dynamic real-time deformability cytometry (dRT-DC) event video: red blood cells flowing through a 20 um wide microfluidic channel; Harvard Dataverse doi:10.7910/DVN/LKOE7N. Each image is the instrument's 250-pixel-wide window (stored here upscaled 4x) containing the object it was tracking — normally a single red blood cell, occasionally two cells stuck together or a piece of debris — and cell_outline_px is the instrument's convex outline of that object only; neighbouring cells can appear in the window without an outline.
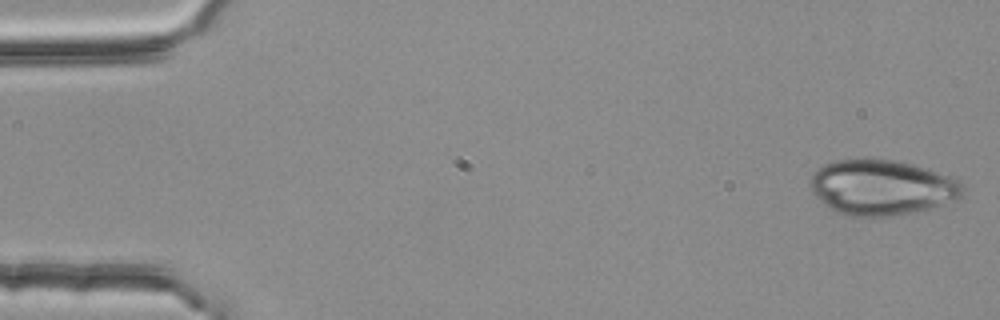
{"species": "common noctule bat (a hibernating species)", "species_latin": "Nyctalus noctula", "temperature_condition": "room temperature", "stored_images_in_passage": 53, "camera_frame_rate_fps": 3000, "um_per_image_px": 0.085, "animal": {"sex": "female", "body_mass_g": 25.1}, "frame": {"image": 1, "passage_image": 1, "time_ms": 0.0, "image_size_px": [1000, 320], "cell_outline_px": [[964, 196], [936, 208], [900, 216], [848, 216], [836, 212], [820, 200], [812, 192], [808, 184], [808, 180], [812, 172], [816, 168], [824, 164], [836, 160], [864, 156], [892, 160], [912, 164], [928, 168], [948, 176], [956, 180], [964, 188]], "centroid_in_image_um": [74.92, 15.92], "position_along_channel_um": 10.1, "area_um2": 50.34}}
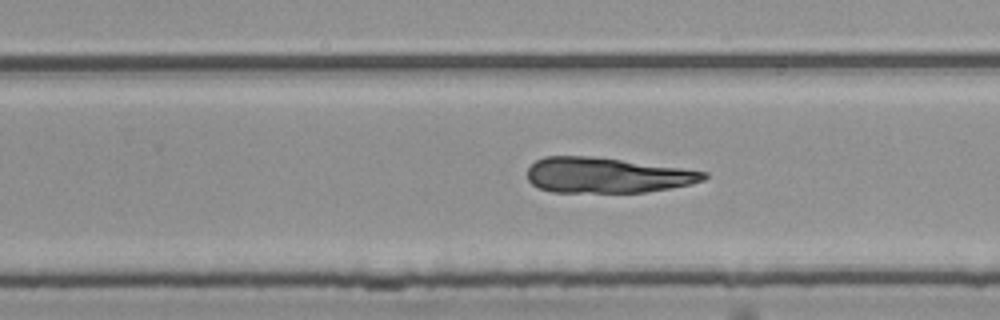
{"frame": {"image": 2, "passage_image": 33, "time_ms": 10.667, "image_size_px": [1000, 320], "cell_outline_px": [[708, 176], [704, 180], [688, 184], [668, 188], [644, 192], [552, 192], [540, 188], [532, 184], [528, 180], [528, 168], [536, 160], [544, 156], [592, 156], [680, 168], [708, 172]], "centroid_in_image_um": [51.54, 14.89], "position_along_channel_um": 278.3, "area_um2": 36.01}}
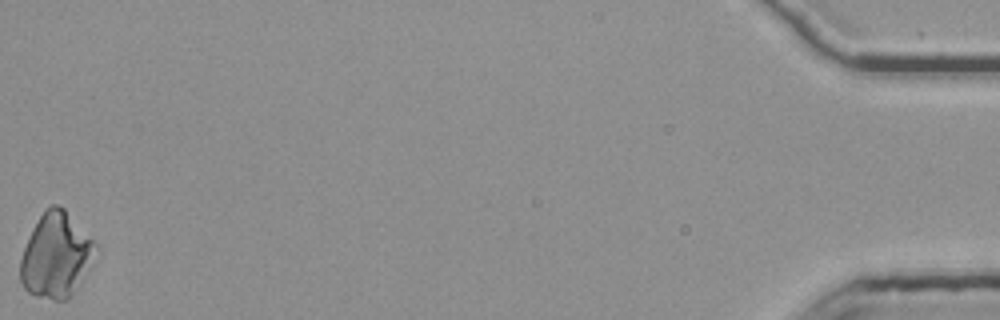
{"frame": {"image": 3, "passage_image": 53, "time_ms": 17.333, "image_size_px": [1000, 320], "cell_outline_px": [[100, 252], [68, 300], [56, 300], [36, 296], [28, 292], [24, 288], [20, 280], [20, 260], [24, 248], [44, 208], [52, 204], [56, 204], [64, 208], [96, 244]], "centroid_in_image_um": [4.79, 21.72], "position_along_channel_um": 430.4, "area_um2": 37.05}}